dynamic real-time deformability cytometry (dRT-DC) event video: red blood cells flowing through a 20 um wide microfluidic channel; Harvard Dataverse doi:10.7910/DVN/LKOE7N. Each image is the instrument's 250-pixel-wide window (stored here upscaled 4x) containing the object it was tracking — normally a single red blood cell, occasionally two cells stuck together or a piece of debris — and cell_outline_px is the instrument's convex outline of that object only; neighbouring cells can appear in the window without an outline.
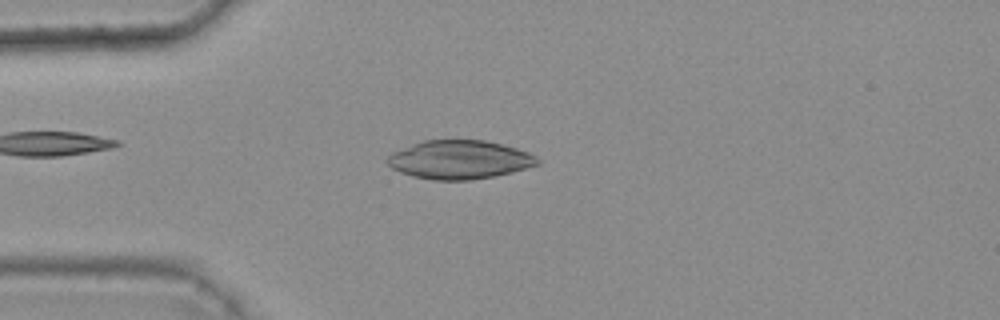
{"species": "common noctule bat (a hibernating species)", "species_latin": "Nyctalus noctula", "temperature_condition": "warm", "stored_images_in_passage": 45, "camera_frame_rate_fps": 3000, "um_per_image_px": 0.085, "animal": {"sex": "female", "body_mass_g": 25.1}, "frame": {"image": 1, "passage_image": 13, "time_ms": 4.0, "image_size_px": [1000, 320], "cell_outline_px": [[540, 164], [512, 172], [496, 176], [468, 180], [432, 180], [412, 176], [400, 172], [392, 168], [384, 160], [392, 152], [424, 140], [484, 140], [516, 148], [528, 152], [536, 156], [540, 160]], "centroid_in_image_um": [39.05, 13.58], "position_along_channel_um": 46.0, "area_um2": 33.81}}
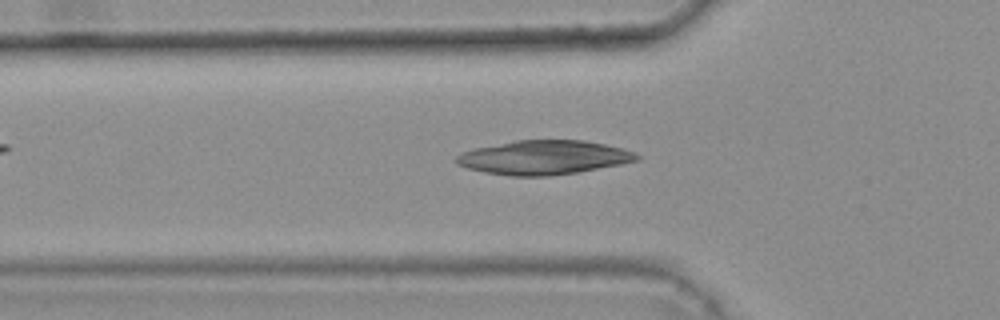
{"frame": {"image": 2, "passage_image": 17, "time_ms": 5.333, "image_size_px": [1000, 320], "cell_outline_px": [[640, 160], [580, 172], [548, 176], [508, 176], [484, 172], [468, 168], [456, 164], [452, 160], [460, 152], [472, 148], [516, 140], [584, 140], [604, 144], [620, 148], [632, 152], [640, 156]], "centroid_in_image_um": [46.15, 13.39], "position_along_channel_um": 79.7, "area_um2": 36.07}}
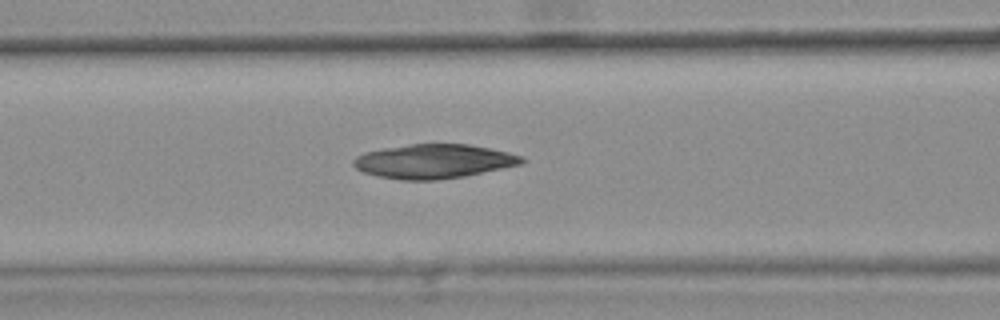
{"frame": {"image": 3, "passage_image": 21, "time_ms": 6.667, "image_size_px": [1000, 320], "cell_outline_px": [[528, 160], [524, 164], [464, 176], [436, 180], [400, 180], [376, 176], [364, 172], [356, 168], [352, 164], [352, 160], [356, 156], [364, 152], [384, 148], [408, 144], [468, 144], [492, 148], [524, 156]], "centroid_in_image_um": [36.9, 13.71], "position_along_channel_um": 129.7, "area_um2": 33.87}}